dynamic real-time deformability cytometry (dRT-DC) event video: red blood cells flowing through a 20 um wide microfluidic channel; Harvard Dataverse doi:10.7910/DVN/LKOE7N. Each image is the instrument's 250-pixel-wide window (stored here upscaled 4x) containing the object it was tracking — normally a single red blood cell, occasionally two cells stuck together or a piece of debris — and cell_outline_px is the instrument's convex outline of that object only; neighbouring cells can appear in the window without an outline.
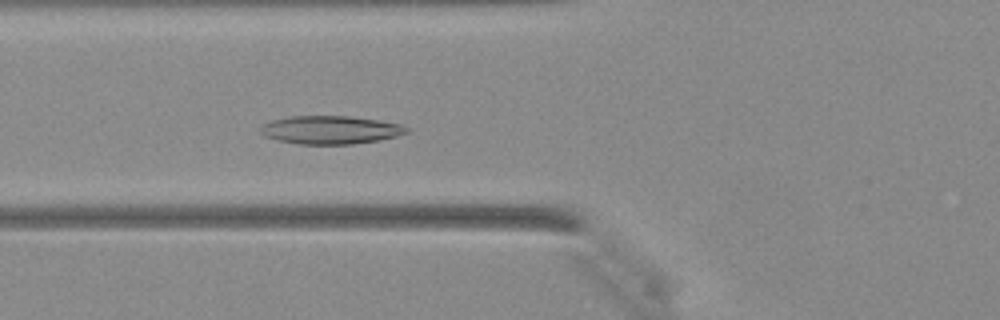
{"species": "Egyptian fruit bat (a non-hibernating species)", "species_latin": "Rousettus aegyptiacus", "temperature_condition": "warm", "stored_images_in_passage": 45, "camera_frame_rate_fps": 3000, "um_per_image_px": 0.085, "animal": {"sex": "female"}, "frame": {"image": 1, "passage_image": 17, "time_ms": 5.333, "image_size_px": [1000, 320], "cell_outline_px": [[412, 128], [408, 132], [396, 136], [380, 140], [352, 144], [300, 144], [280, 140], [264, 136], [260, 132], [260, 128], [264, 124], [272, 120], [292, 116], [348, 116], [380, 120], [404, 124]], "centroid_in_image_um": [28.16, 11.03], "position_along_channel_um": 97.6, "area_um2": 24.1}}
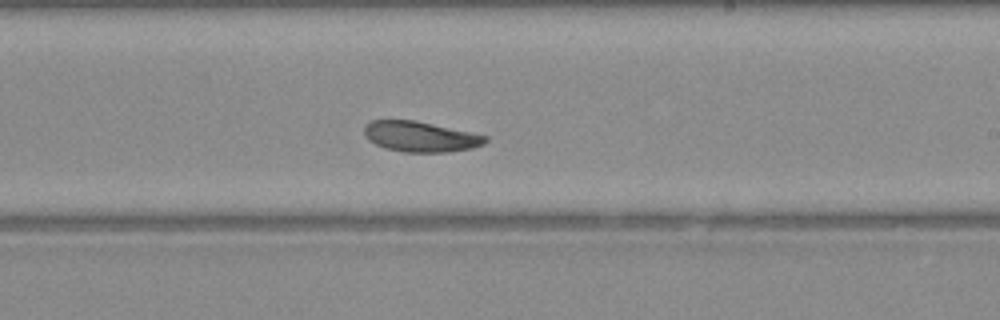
{"frame": {"image": 2, "passage_image": 27, "time_ms": 8.667, "image_size_px": [1000, 320], "cell_outline_px": [[488, 140], [484, 144], [472, 148], [448, 152], [404, 152], [388, 148], [376, 144], [368, 140], [364, 132], [364, 128], [372, 120], [416, 120], [488, 136]], "centroid_in_image_um": [35.76, 11.61], "position_along_channel_um": 253.2, "area_um2": 21.33}}
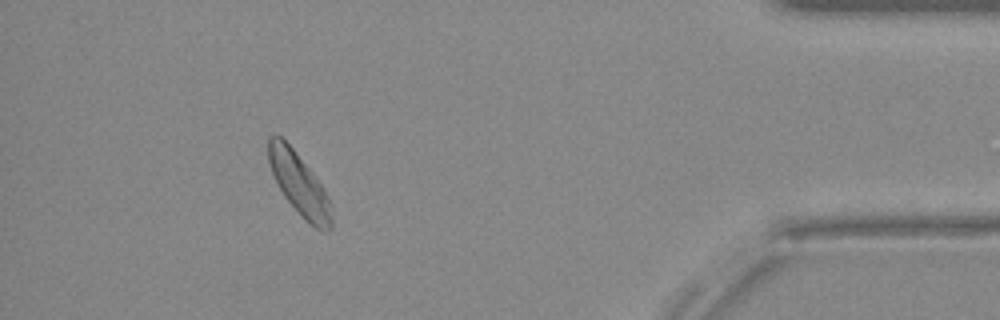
{"frame": {"image": 3, "passage_image": 40, "time_ms": 13.0, "image_size_px": [1000, 320], "cell_outline_px": [[332, 228], [328, 232], [316, 228], [308, 224], [284, 196], [272, 172], [268, 160], [268, 136], [280, 136], [292, 148], [324, 188], [332, 204]], "centroid_in_image_um": [25.47, 15.71], "position_along_channel_um": 409.7, "area_um2": 22.54}}